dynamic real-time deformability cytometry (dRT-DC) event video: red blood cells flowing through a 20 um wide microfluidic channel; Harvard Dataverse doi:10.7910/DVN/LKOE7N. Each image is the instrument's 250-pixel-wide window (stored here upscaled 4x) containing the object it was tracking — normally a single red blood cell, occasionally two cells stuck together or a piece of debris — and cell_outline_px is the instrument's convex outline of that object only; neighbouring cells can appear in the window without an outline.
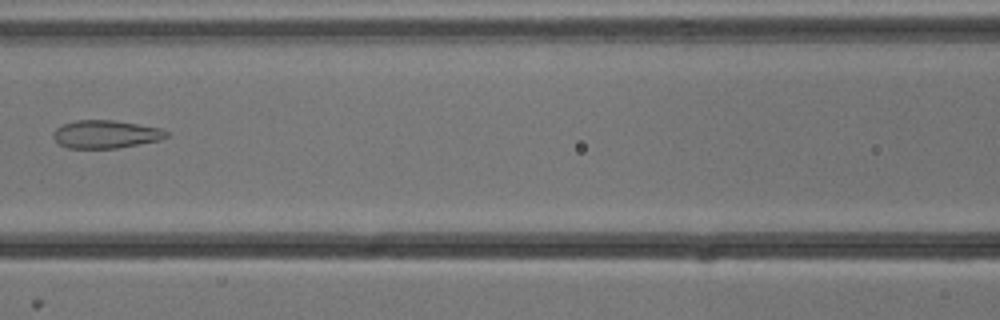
{"species": "common noctule bat (a hibernating species)", "species_latin": "Nyctalus noctula", "temperature_condition": "cold", "stored_images_in_passage": 8, "camera_frame_rate_fps": 3000, "um_per_image_px": 0.085, "animal": {"sex": "male", "body_mass_g": 13.3}, "frame": {"image": 1, "passage_image": 6, "time_ms": 1.667, "image_size_px": [1000, 320], "cell_outline_px": [[168, 136], [160, 140], [140, 144], [116, 148], [68, 148], [60, 144], [52, 136], [56, 128], [64, 124], [76, 120], [116, 120], [160, 128], [168, 132]], "centroid_in_image_um": [9.0, 11.41], "position_along_channel_um": 157.6, "area_um2": 18.38}}
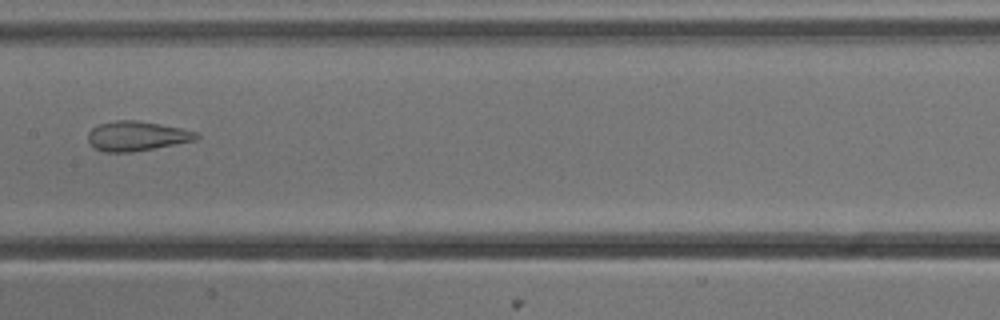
{"frame": {"image": 2, "passage_image": 7, "time_ms": 2.0, "image_size_px": [1000, 320], "cell_outline_px": [[200, 136], [196, 140], [152, 148], [128, 152], [104, 152], [92, 148], [88, 140], [88, 132], [92, 128], [100, 124], [116, 120], [136, 120], [160, 124], [180, 128], [196, 132]], "centroid_in_image_um": [11.58, 11.56], "position_along_channel_um": 195.8, "area_um2": 18.55}}
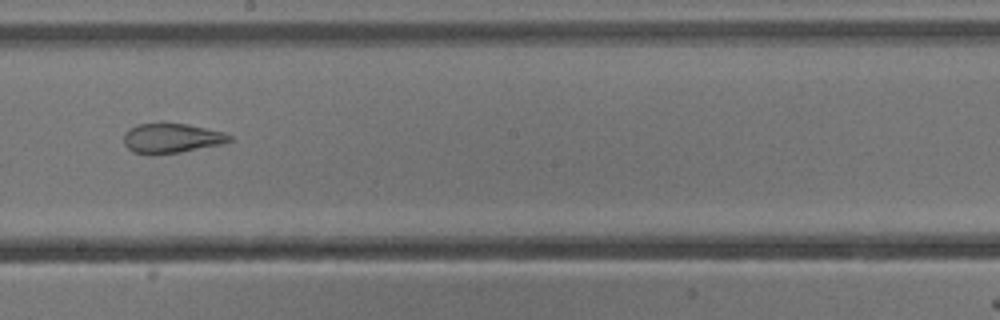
{"frame": {"image": 3, "passage_image": 8, "time_ms": 2.333, "image_size_px": [1000, 320], "cell_outline_px": [[232, 140], [224, 144], [180, 152], [152, 156], [132, 152], [124, 144], [124, 132], [128, 128], [136, 124], [188, 124], [224, 132], [232, 136]], "centroid_in_image_um": [14.57, 11.77], "position_along_channel_um": 233.6, "area_um2": 18.55}}